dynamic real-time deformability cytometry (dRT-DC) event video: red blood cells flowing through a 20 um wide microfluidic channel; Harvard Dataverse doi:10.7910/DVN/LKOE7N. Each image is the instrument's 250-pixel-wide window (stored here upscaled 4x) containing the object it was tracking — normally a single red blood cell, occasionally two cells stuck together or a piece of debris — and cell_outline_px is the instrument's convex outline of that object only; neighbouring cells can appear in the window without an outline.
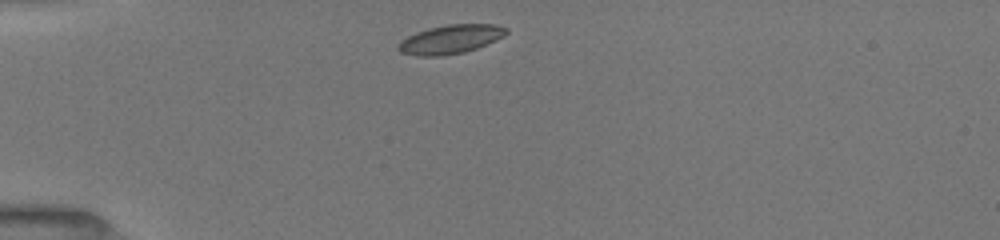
{"species": "common noctule bat (a hibernating species)", "species_latin": "Nyctalus noctula", "temperature_condition": "room temperature", "stored_images_in_passage": 11, "camera_frame_rate_fps": 3000, "um_per_image_px": 0.085, "animal": {"sex": "female", "body_mass_g": 19.5, "forearm_length_mm": 54.1}, "frame": {"image": 1, "passage_image": 1, "time_ms": 0.0, "image_size_px": [1000, 240], "cell_outline_px": [[508, 32], [504, 36], [496, 40], [476, 48], [464, 52], [440, 56], [416, 56], [400, 52], [396, 48], [396, 44], [400, 40], [416, 32], [428, 28], [448, 24], [496, 24], [508, 28]], "centroid_in_image_um": [38.26, 3.33], "position_along_channel_um": 46.7, "area_um2": 18.32}}
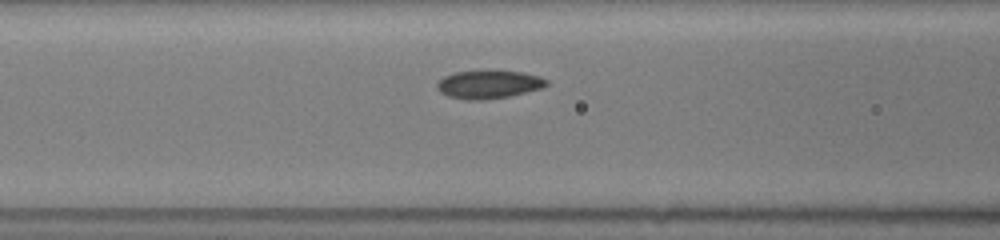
{"frame": {"image": 2, "passage_image": 7, "time_ms": 2.667, "image_size_px": [1000, 240], "cell_outline_px": [[548, 84], [540, 88], [508, 96], [484, 100], [464, 100], [448, 96], [440, 92], [436, 88], [436, 84], [444, 76], [456, 72], [524, 72], [540, 76], [548, 80]], "centroid_in_image_um": [41.51, 7.19], "position_along_channel_um": 125.1, "area_um2": 17.57}}
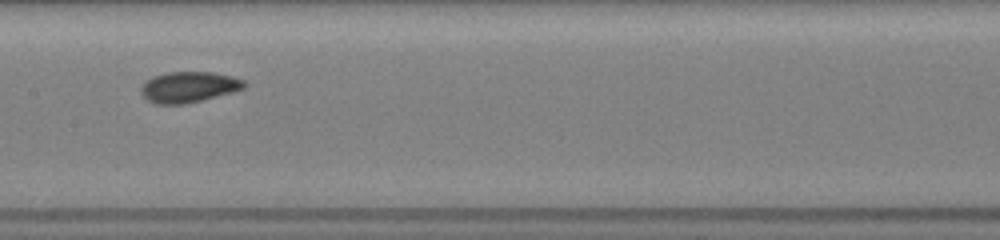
{"frame": {"image": 3, "passage_image": 10, "time_ms": 4.333, "image_size_px": [1000, 240], "cell_outline_px": [[248, 84], [244, 88], [232, 92], [184, 104], [156, 104], [148, 100], [140, 92], [140, 88], [148, 80], [156, 76], [168, 72], [212, 72], [232, 76], [244, 80]], "centroid_in_image_um": [16.07, 7.39], "position_along_channel_um": 191.3, "area_um2": 18.26}}